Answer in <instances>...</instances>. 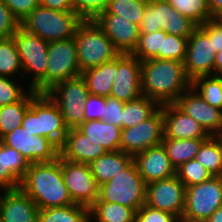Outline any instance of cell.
Returning a JSON list of instances; mask_svg holds the SVG:
<instances>
[{
    "instance_id": "cell-45",
    "label": "cell",
    "mask_w": 222,
    "mask_h": 222,
    "mask_svg": "<svg viewBox=\"0 0 222 222\" xmlns=\"http://www.w3.org/2000/svg\"><path fill=\"white\" fill-rule=\"evenodd\" d=\"M106 107V97L89 94L84 103V121L101 120Z\"/></svg>"
},
{
    "instance_id": "cell-20",
    "label": "cell",
    "mask_w": 222,
    "mask_h": 222,
    "mask_svg": "<svg viewBox=\"0 0 222 222\" xmlns=\"http://www.w3.org/2000/svg\"><path fill=\"white\" fill-rule=\"evenodd\" d=\"M2 192L0 222H38L40 209L21 188Z\"/></svg>"
},
{
    "instance_id": "cell-32",
    "label": "cell",
    "mask_w": 222,
    "mask_h": 222,
    "mask_svg": "<svg viewBox=\"0 0 222 222\" xmlns=\"http://www.w3.org/2000/svg\"><path fill=\"white\" fill-rule=\"evenodd\" d=\"M38 222H92L89 208L79 204L41 209Z\"/></svg>"
},
{
    "instance_id": "cell-6",
    "label": "cell",
    "mask_w": 222,
    "mask_h": 222,
    "mask_svg": "<svg viewBox=\"0 0 222 222\" xmlns=\"http://www.w3.org/2000/svg\"><path fill=\"white\" fill-rule=\"evenodd\" d=\"M22 69L23 79L25 74L32 73L29 88L36 93H46V67L49 42L35 34L27 32L21 26L13 35ZM25 77V78H24Z\"/></svg>"
},
{
    "instance_id": "cell-49",
    "label": "cell",
    "mask_w": 222,
    "mask_h": 222,
    "mask_svg": "<svg viewBox=\"0 0 222 222\" xmlns=\"http://www.w3.org/2000/svg\"><path fill=\"white\" fill-rule=\"evenodd\" d=\"M40 6L61 12L73 11L71 0H37Z\"/></svg>"
},
{
    "instance_id": "cell-15",
    "label": "cell",
    "mask_w": 222,
    "mask_h": 222,
    "mask_svg": "<svg viewBox=\"0 0 222 222\" xmlns=\"http://www.w3.org/2000/svg\"><path fill=\"white\" fill-rule=\"evenodd\" d=\"M216 51L213 39L198 26L188 38L184 67L191 82L201 76L214 75Z\"/></svg>"
},
{
    "instance_id": "cell-51",
    "label": "cell",
    "mask_w": 222,
    "mask_h": 222,
    "mask_svg": "<svg viewBox=\"0 0 222 222\" xmlns=\"http://www.w3.org/2000/svg\"><path fill=\"white\" fill-rule=\"evenodd\" d=\"M214 75L222 76V51L217 52L215 55Z\"/></svg>"
},
{
    "instance_id": "cell-36",
    "label": "cell",
    "mask_w": 222,
    "mask_h": 222,
    "mask_svg": "<svg viewBox=\"0 0 222 222\" xmlns=\"http://www.w3.org/2000/svg\"><path fill=\"white\" fill-rule=\"evenodd\" d=\"M148 2L149 0H111L107 8L101 13L120 15L140 26Z\"/></svg>"
},
{
    "instance_id": "cell-40",
    "label": "cell",
    "mask_w": 222,
    "mask_h": 222,
    "mask_svg": "<svg viewBox=\"0 0 222 222\" xmlns=\"http://www.w3.org/2000/svg\"><path fill=\"white\" fill-rule=\"evenodd\" d=\"M176 176L186 187L209 180L212 175L196 159H191L176 169Z\"/></svg>"
},
{
    "instance_id": "cell-1",
    "label": "cell",
    "mask_w": 222,
    "mask_h": 222,
    "mask_svg": "<svg viewBox=\"0 0 222 222\" xmlns=\"http://www.w3.org/2000/svg\"><path fill=\"white\" fill-rule=\"evenodd\" d=\"M191 87L183 62L167 59H148L141 62L142 95L160 106L175 103Z\"/></svg>"
},
{
    "instance_id": "cell-52",
    "label": "cell",
    "mask_w": 222,
    "mask_h": 222,
    "mask_svg": "<svg viewBox=\"0 0 222 222\" xmlns=\"http://www.w3.org/2000/svg\"><path fill=\"white\" fill-rule=\"evenodd\" d=\"M205 222H222V207H219Z\"/></svg>"
},
{
    "instance_id": "cell-39",
    "label": "cell",
    "mask_w": 222,
    "mask_h": 222,
    "mask_svg": "<svg viewBox=\"0 0 222 222\" xmlns=\"http://www.w3.org/2000/svg\"><path fill=\"white\" fill-rule=\"evenodd\" d=\"M187 37L168 34L163 31L162 51L158 52V59L184 62L187 51Z\"/></svg>"
},
{
    "instance_id": "cell-13",
    "label": "cell",
    "mask_w": 222,
    "mask_h": 222,
    "mask_svg": "<svg viewBox=\"0 0 222 222\" xmlns=\"http://www.w3.org/2000/svg\"><path fill=\"white\" fill-rule=\"evenodd\" d=\"M120 137V150L132 156L148 148L162 145L164 137L162 105L151 117L140 124L121 129Z\"/></svg>"
},
{
    "instance_id": "cell-17",
    "label": "cell",
    "mask_w": 222,
    "mask_h": 222,
    "mask_svg": "<svg viewBox=\"0 0 222 222\" xmlns=\"http://www.w3.org/2000/svg\"><path fill=\"white\" fill-rule=\"evenodd\" d=\"M174 104L197 121L210 136H222V110L209 105L192 86Z\"/></svg>"
},
{
    "instance_id": "cell-23",
    "label": "cell",
    "mask_w": 222,
    "mask_h": 222,
    "mask_svg": "<svg viewBox=\"0 0 222 222\" xmlns=\"http://www.w3.org/2000/svg\"><path fill=\"white\" fill-rule=\"evenodd\" d=\"M106 152L101 144L90 139L78 128H70L60 146L61 158L88 165Z\"/></svg>"
},
{
    "instance_id": "cell-5",
    "label": "cell",
    "mask_w": 222,
    "mask_h": 222,
    "mask_svg": "<svg viewBox=\"0 0 222 222\" xmlns=\"http://www.w3.org/2000/svg\"><path fill=\"white\" fill-rule=\"evenodd\" d=\"M74 40L81 72L100 66L120 55L94 19L83 20L78 26Z\"/></svg>"
},
{
    "instance_id": "cell-14",
    "label": "cell",
    "mask_w": 222,
    "mask_h": 222,
    "mask_svg": "<svg viewBox=\"0 0 222 222\" xmlns=\"http://www.w3.org/2000/svg\"><path fill=\"white\" fill-rule=\"evenodd\" d=\"M65 185L75 204L90 207L99 195V185L92 175L90 166L60 157Z\"/></svg>"
},
{
    "instance_id": "cell-34",
    "label": "cell",
    "mask_w": 222,
    "mask_h": 222,
    "mask_svg": "<svg viewBox=\"0 0 222 222\" xmlns=\"http://www.w3.org/2000/svg\"><path fill=\"white\" fill-rule=\"evenodd\" d=\"M20 70V73H19ZM22 65L13 37L0 39V76L23 79Z\"/></svg>"
},
{
    "instance_id": "cell-53",
    "label": "cell",
    "mask_w": 222,
    "mask_h": 222,
    "mask_svg": "<svg viewBox=\"0 0 222 222\" xmlns=\"http://www.w3.org/2000/svg\"><path fill=\"white\" fill-rule=\"evenodd\" d=\"M218 24H220L222 26V12H220L219 14H217L214 18H213Z\"/></svg>"
},
{
    "instance_id": "cell-11",
    "label": "cell",
    "mask_w": 222,
    "mask_h": 222,
    "mask_svg": "<svg viewBox=\"0 0 222 222\" xmlns=\"http://www.w3.org/2000/svg\"><path fill=\"white\" fill-rule=\"evenodd\" d=\"M46 92L54 85L81 75L74 38L49 42Z\"/></svg>"
},
{
    "instance_id": "cell-33",
    "label": "cell",
    "mask_w": 222,
    "mask_h": 222,
    "mask_svg": "<svg viewBox=\"0 0 222 222\" xmlns=\"http://www.w3.org/2000/svg\"><path fill=\"white\" fill-rule=\"evenodd\" d=\"M31 89L18 102L0 107V139L21 126L26 110L30 107Z\"/></svg>"
},
{
    "instance_id": "cell-12",
    "label": "cell",
    "mask_w": 222,
    "mask_h": 222,
    "mask_svg": "<svg viewBox=\"0 0 222 222\" xmlns=\"http://www.w3.org/2000/svg\"><path fill=\"white\" fill-rule=\"evenodd\" d=\"M0 141L21 153L29 164L50 162L60 156V148L52 140L33 135L22 126L4 135Z\"/></svg>"
},
{
    "instance_id": "cell-27",
    "label": "cell",
    "mask_w": 222,
    "mask_h": 222,
    "mask_svg": "<svg viewBox=\"0 0 222 222\" xmlns=\"http://www.w3.org/2000/svg\"><path fill=\"white\" fill-rule=\"evenodd\" d=\"M90 139L101 144L106 151H119L121 143V128L102 120L84 121L77 127Z\"/></svg>"
},
{
    "instance_id": "cell-30",
    "label": "cell",
    "mask_w": 222,
    "mask_h": 222,
    "mask_svg": "<svg viewBox=\"0 0 222 222\" xmlns=\"http://www.w3.org/2000/svg\"><path fill=\"white\" fill-rule=\"evenodd\" d=\"M159 108L160 105L156 101L144 95L135 100L125 102L121 119L122 129L140 124L151 117Z\"/></svg>"
},
{
    "instance_id": "cell-29",
    "label": "cell",
    "mask_w": 222,
    "mask_h": 222,
    "mask_svg": "<svg viewBox=\"0 0 222 222\" xmlns=\"http://www.w3.org/2000/svg\"><path fill=\"white\" fill-rule=\"evenodd\" d=\"M90 220L96 222H135L136 210L119 203L102 202L98 199L89 207Z\"/></svg>"
},
{
    "instance_id": "cell-19",
    "label": "cell",
    "mask_w": 222,
    "mask_h": 222,
    "mask_svg": "<svg viewBox=\"0 0 222 222\" xmlns=\"http://www.w3.org/2000/svg\"><path fill=\"white\" fill-rule=\"evenodd\" d=\"M94 20L120 54L133 53L139 41V25L124 19L120 15L110 13H100Z\"/></svg>"
},
{
    "instance_id": "cell-42",
    "label": "cell",
    "mask_w": 222,
    "mask_h": 222,
    "mask_svg": "<svg viewBox=\"0 0 222 222\" xmlns=\"http://www.w3.org/2000/svg\"><path fill=\"white\" fill-rule=\"evenodd\" d=\"M111 0H71L73 11L84 20L95 19L104 11Z\"/></svg>"
},
{
    "instance_id": "cell-28",
    "label": "cell",
    "mask_w": 222,
    "mask_h": 222,
    "mask_svg": "<svg viewBox=\"0 0 222 222\" xmlns=\"http://www.w3.org/2000/svg\"><path fill=\"white\" fill-rule=\"evenodd\" d=\"M207 139H171L163 137L162 146L165 148L171 165L179 168L185 162L195 159L201 144Z\"/></svg>"
},
{
    "instance_id": "cell-43",
    "label": "cell",
    "mask_w": 222,
    "mask_h": 222,
    "mask_svg": "<svg viewBox=\"0 0 222 222\" xmlns=\"http://www.w3.org/2000/svg\"><path fill=\"white\" fill-rule=\"evenodd\" d=\"M135 222H180L173 214L142 205L136 212Z\"/></svg>"
},
{
    "instance_id": "cell-16",
    "label": "cell",
    "mask_w": 222,
    "mask_h": 222,
    "mask_svg": "<svg viewBox=\"0 0 222 222\" xmlns=\"http://www.w3.org/2000/svg\"><path fill=\"white\" fill-rule=\"evenodd\" d=\"M185 185L175 175L146 184L145 204L169 212L180 221L185 207Z\"/></svg>"
},
{
    "instance_id": "cell-9",
    "label": "cell",
    "mask_w": 222,
    "mask_h": 222,
    "mask_svg": "<svg viewBox=\"0 0 222 222\" xmlns=\"http://www.w3.org/2000/svg\"><path fill=\"white\" fill-rule=\"evenodd\" d=\"M139 27L140 33L163 30L189 38L198 26L176 11L167 0H149Z\"/></svg>"
},
{
    "instance_id": "cell-50",
    "label": "cell",
    "mask_w": 222,
    "mask_h": 222,
    "mask_svg": "<svg viewBox=\"0 0 222 222\" xmlns=\"http://www.w3.org/2000/svg\"><path fill=\"white\" fill-rule=\"evenodd\" d=\"M212 19L222 12V0H207Z\"/></svg>"
},
{
    "instance_id": "cell-26",
    "label": "cell",
    "mask_w": 222,
    "mask_h": 222,
    "mask_svg": "<svg viewBox=\"0 0 222 222\" xmlns=\"http://www.w3.org/2000/svg\"><path fill=\"white\" fill-rule=\"evenodd\" d=\"M116 72V58L81 72L91 95L109 97Z\"/></svg>"
},
{
    "instance_id": "cell-22",
    "label": "cell",
    "mask_w": 222,
    "mask_h": 222,
    "mask_svg": "<svg viewBox=\"0 0 222 222\" xmlns=\"http://www.w3.org/2000/svg\"><path fill=\"white\" fill-rule=\"evenodd\" d=\"M138 173L146 184L176 175L165 148L162 145L148 148L133 156Z\"/></svg>"
},
{
    "instance_id": "cell-37",
    "label": "cell",
    "mask_w": 222,
    "mask_h": 222,
    "mask_svg": "<svg viewBox=\"0 0 222 222\" xmlns=\"http://www.w3.org/2000/svg\"><path fill=\"white\" fill-rule=\"evenodd\" d=\"M180 14L189 18L197 26L211 20L207 0H167Z\"/></svg>"
},
{
    "instance_id": "cell-41",
    "label": "cell",
    "mask_w": 222,
    "mask_h": 222,
    "mask_svg": "<svg viewBox=\"0 0 222 222\" xmlns=\"http://www.w3.org/2000/svg\"><path fill=\"white\" fill-rule=\"evenodd\" d=\"M10 77L0 76V107L20 101L27 93ZM17 83V84H16Z\"/></svg>"
},
{
    "instance_id": "cell-2",
    "label": "cell",
    "mask_w": 222,
    "mask_h": 222,
    "mask_svg": "<svg viewBox=\"0 0 222 222\" xmlns=\"http://www.w3.org/2000/svg\"><path fill=\"white\" fill-rule=\"evenodd\" d=\"M20 188L40 210L75 204L65 185L60 156L50 162L29 164Z\"/></svg>"
},
{
    "instance_id": "cell-10",
    "label": "cell",
    "mask_w": 222,
    "mask_h": 222,
    "mask_svg": "<svg viewBox=\"0 0 222 222\" xmlns=\"http://www.w3.org/2000/svg\"><path fill=\"white\" fill-rule=\"evenodd\" d=\"M46 93L59 107L69 129L84 122V103L89 92L81 75L57 83Z\"/></svg>"
},
{
    "instance_id": "cell-21",
    "label": "cell",
    "mask_w": 222,
    "mask_h": 222,
    "mask_svg": "<svg viewBox=\"0 0 222 222\" xmlns=\"http://www.w3.org/2000/svg\"><path fill=\"white\" fill-rule=\"evenodd\" d=\"M164 137L171 139H208L210 135L174 103L162 105Z\"/></svg>"
},
{
    "instance_id": "cell-3",
    "label": "cell",
    "mask_w": 222,
    "mask_h": 222,
    "mask_svg": "<svg viewBox=\"0 0 222 222\" xmlns=\"http://www.w3.org/2000/svg\"><path fill=\"white\" fill-rule=\"evenodd\" d=\"M21 126L33 135L52 140L59 148L69 130L59 107L50 96L32 89L30 107L26 110Z\"/></svg>"
},
{
    "instance_id": "cell-4",
    "label": "cell",
    "mask_w": 222,
    "mask_h": 222,
    "mask_svg": "<svg viewBox=\"0 0 222 222\" xmlns=\"http://www.w3.org/2000/svg\"><path fill=\"white\" fill-rule=\"evenodd\" d=\"M83 20L74 11L61 12L38 5L20 26L27 32L52 42L74 38Z\"/></svg>"
},
{
    "instance_id": "cell-24",
    "label": "cell",
    "mask_w": 222,
    "mask_h": 222,
    "mask_svg": "<svg viewBox=\"0 0 222 222\" xmlns=\"http://www.w3.org/2000/svg\"><path fill=\"white\" fill-rule=\"evenodd\" d=\"M28 167L21 153L0 141V191L20 188Z\"/></svg>"
},
{
    "instance_id": "cell-38",
    "label": "cell",
    "mask_w": 222,
    "mask_h": 222,
    "mask_svg": "<svg viewBox=\"0 0 222 222\" xmlns=\"http://www.w3.org/2000/svg\"><path fill=\"white\" fill-rule=\"evenodd\" d=\"M162 44L163 30L153 33H140L137 47L132 55L141 62L153 58L158 59V52L162 51Z\"/></svg>"
},
{
    "instance_id": "cell-25",
    "label": "cell",
    "mask_w": 222,
    "mask_h": 222,
    "mask_svg": "<svg viewBox=\"0 0 222 222\" xmlns=\"http://www.w3.org/2000/svg\"><path fill=\"white\" fill-rule=\"evenodd\" d=\"M133 162V156L123 151H107L89 164L92 175L100 186Z\"/></svg>"
},
{
    "instance_id": "cell-48",
    "label": "cell",
    "mask_w": 222,
    "mask_h": 222,
    "mask_svg": "<svg viewBox=\"0 0 222 222\" xmlns=\"http://www.w3.org/2000/svg\"><path fill=\"white\" fill-rule=\"evenodd\" d=\"M199 27L210 37V39H213L216 53L222 51V26L214 19H211Z\"/></svg>"
},
{
    "instance_id": "cell-46",
    "label": "cell",
    "mask_w": 222,
    "mask_h": 222,
    "mask_svg": "<svg viewBox=\"0 0 222 222\" xmlns=\"http://www.w3.org/2000/svg\"><path fill=\"white\" fill-rule=\"evenodd\" d=\"M125 102L112 98L106 97V107L102 121L109 122L114 126H118L122 129V111Z\"/></svg>"
},
{
    "instance_id": "cell-35",
    "label": "cell",
    "mask_w": 222,
    "mask_h": 222,
    "mask_svg": "<svg viewBox=\"0 0 222 222\" xmlns=\"http://www.w3.org/2000/svg\"><path fill=\"white\" fill-rule=\"evenodd\" d=\"M191 86L209 105L222 110V76H201Z\"/></svg>"
},
{
    "instance_id": "cell-8",
    "label": "cell",
    "mask_w": 222,
    "mask_h": 222,
    "mask_svg": "<svg viewBox=\"0 0 222 222\" xmlns=\"http://www.w3.org/2000/svg\"><path fill=\"white\" fill-rule=\"evenodd\" d=\"M222 207V176L185 189V207L180 222H205Z\"/></svg>"
},
{
    "instance_id": "cell-7",
    "label": "cell",
    "mask_w": 222,
    "mask_h": 222,
    "mask_svg": "<svg viewBox=\"0 0 222 222\" xmlns=\"http://www.w3.org/2000/svg\"><path fill=\"white\" fill-rule=\"evenodd\" d=\"M98 200L119 203L136 211L146 202V183L133 161L123 171L99 186Z\"/></svg>"
},
{
    "instance_id": "cell-44",
    "label": "cell",
    "mask_w": 222,
    "mask_h": 222,
    "mask_svg": "<svg viewBox=\"0 0 222 222\" xmlns=\"http://www.w3.org/2000/svg\"><path fill=\"white\" fill-rule=\"evenodd\" d=\"M19 27L20 22L15 18L3 0H0V39L13 37Z\"/></svg>"
},
{
    "instance_id": "cell-47",
    "label": "cell",
    "mask_w": 222,
    "mask_h": 222,
    "mask_svg": "<svg viewBox=\"0 0 222 222\" xmlns=\"http://www.w3.org/2000/svg\"><path fill=\"white\" fill-rule=\"evenodd\" d=\"M3 2L20 23L39 5L37 0H3Z\"/></svg>"
},
{
    "instance_id": "cell-18",
    "label": "cell",
    "mask_w": 222,
    "mask_h": 222,
    "mask_svg": "<svg viewBox=\"0 0 222 222\" xmlns=\"http://www.w3.org/2000/svg\"><path fill=\"white\" fill-rule=\"evenodd\" d=\"M141 95V61L132 54H120L110 97L128 102Z\"/></svg>"
},
{
    "instance_id": "cell-31",
    "label": "cell",
    "mask_w": 222,
    "mask_h": 222,
    "mask_svg": "<svg viewBox=\"0 0 222 222\" xmlns=\"http://www.w3.org/2000/svg\"><path fill=\"white\" fill-rule=\"evenodd\" d=\"M195 159L212 176H222V136H210L197 152Z\"/></svg>"
}]
</instances>
